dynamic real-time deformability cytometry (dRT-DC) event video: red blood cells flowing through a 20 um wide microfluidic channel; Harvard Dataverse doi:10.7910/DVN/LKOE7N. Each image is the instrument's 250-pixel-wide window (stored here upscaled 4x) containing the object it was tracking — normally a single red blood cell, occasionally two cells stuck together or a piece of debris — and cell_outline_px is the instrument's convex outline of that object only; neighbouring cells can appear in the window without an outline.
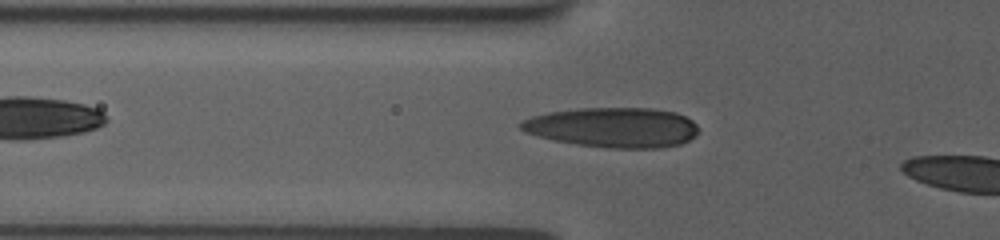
{"species": "human", "species_latin": "Homo sapiens", "temperature_condition": "room temperature", "stored_images_in_passage": 16, "camera_frame_rate_fps": 3000, "um_per_image_px": 0.085, "donor": {"sex": "female"}, "frame": {"image": 1, "passage_image": 15, "time_ms": 3.0, "image_size_px": [1000, 240], "cell_outline_px": [[696, 136], [680, 144], [660, 148], [604, 148], [576, 144], [556, 140], [524, 132], [516, 124], [532, 116], [548, 112], [580, 108], [652, 108], [676, 112], [692, 120], [696, 124]], "centroid_in_image_um": [52.1, 10.83], "position_along_channel_um": 73.7, "area_um2": 41.38}}